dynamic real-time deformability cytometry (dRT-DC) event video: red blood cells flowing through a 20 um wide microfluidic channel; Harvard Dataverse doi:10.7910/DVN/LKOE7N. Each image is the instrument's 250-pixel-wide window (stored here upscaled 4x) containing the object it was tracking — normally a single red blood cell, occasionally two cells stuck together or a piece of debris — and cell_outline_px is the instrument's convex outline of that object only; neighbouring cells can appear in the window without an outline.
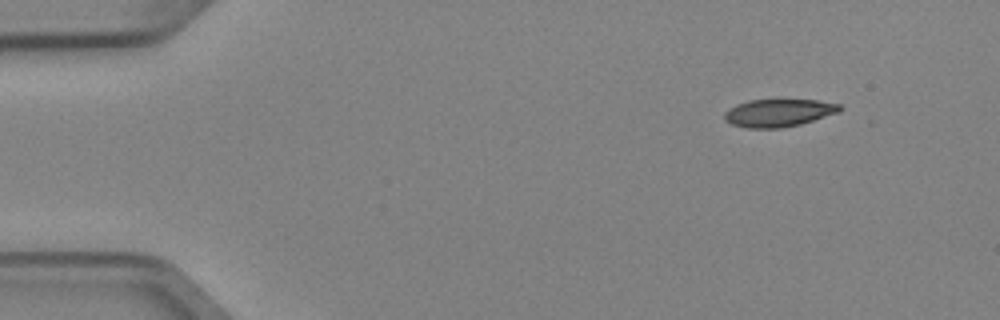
{"species": "Egyptian fruit bat (a non-hibernating species)", "species_latin": "Rousettus aegyptiacus", "temperature_condition": "cold", "stored_images_in_passage": 2, "camera_frame_rate_fps": 3000, "um_per_image_px": 0.085, "animal": {"sex": "female"}, "frame": {"image": 1, "passage_image": 2, "time_ms": 0.333, "image_size_px": [1000, 320], "cell_outline_px": [[844, 108], [840, 112], [800, 124], [780, 128], [748, 128], [732, 124], [724, 120], [724, 112], [728, 108], [736, 104], [748, 100], [820, 100], [840, 104]], "centroid_in_image_um": [66.19, 9.59], "position_along_channel_um": 18.8, "area_um2": 18.73}}